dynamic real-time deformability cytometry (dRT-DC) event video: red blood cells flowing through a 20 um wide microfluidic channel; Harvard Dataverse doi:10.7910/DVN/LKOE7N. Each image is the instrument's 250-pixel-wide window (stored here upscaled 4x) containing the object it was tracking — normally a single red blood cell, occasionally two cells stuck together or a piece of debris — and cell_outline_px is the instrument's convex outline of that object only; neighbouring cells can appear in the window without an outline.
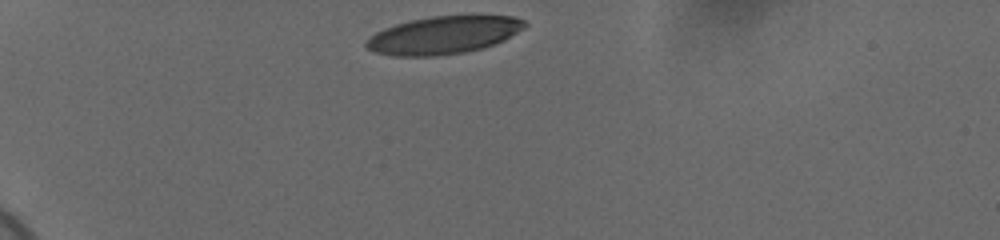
{"species": "human", "species_latin": "Homo sapiens", "temperature_condition": "cold", "stored_images_in_passage": 35, "camera_frame_rate_fps": 3000, "um_per_image_px": 0.085, "donor": {"sex": "female"}, "frame": {"image": 1, "passage_image": 1, "time_ms": 0.0, "image_size_px": [1000, 240], "cell_outline_px": [[528, 24], [524, 28], [504, 40], [496, 44], [464, 52], [432, 56], [392, 56], [376, 52], [368, 48], [364, 44], [376, 32], [384, 28], [396, 24], [412, 20], [432, 16], [512, 16], [524, 20]], "centroid_in_image_um": [37.71, 2.98], "position_along_channel_um": 47.3, "area_um2": 34.45}}
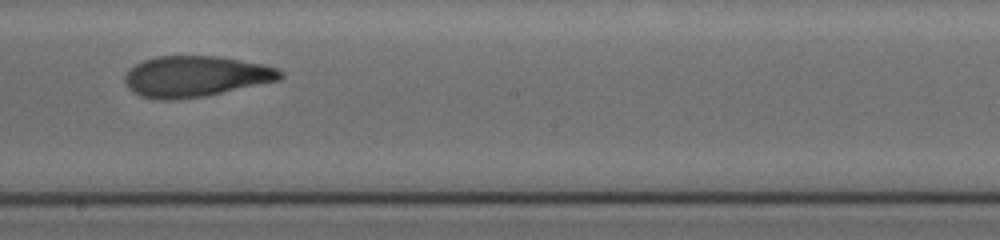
{"frame": {"image": 2, "passage_image": 20, "time_ms": 6.333, "image_size_px": [1000, 240], "cell_outline_px": [[284, 76], [280, 80], [204, 96], [168, 100], [156, 100], [140, 96], [132, 92], [128, 88], [124, 80], [124, 76], [136, 64], [144, 60], [156, 56], [220, 56], [264, 64], [280, 68], [284, 72]], "centroid_in_image_um": [16.65, 6.49], "position_along_channel_um": 231.5, "area_um2": 37.22}}
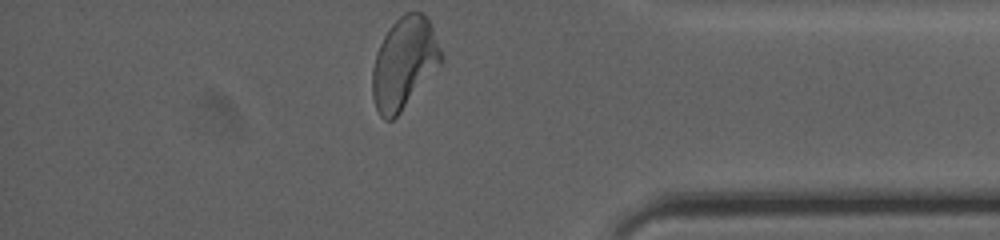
{"frame": {"image": 3, "passage_image": 35, "time_ms": 11.333, "image_size_px": [1000, 240], "cell_outline_px": [[444, 60], [400, 112], [392, 120], [384, 120], [380, 116], [376, 108], [372, 96], [372, 68], [376, 52], [388, 28], [404, 12], [420, 12], [428, 16], [444, 56]], "centroid_in_image_um": [34.35, 5.34], "position_along_channel_um": 400.9, "area_um2": 36.7}, "authors_computed_cell_mechanics": {"area_um2": 37.1076, "velocity_mm_per_s": 3.6867, "shape_relaxation_time_tau1_ms": 8.5713, "shape_relaxation_time_tau2_ms": 1.8294, "deformation_change_tau1": 0.2549, "deformation_change_tau2": 0.0984}}